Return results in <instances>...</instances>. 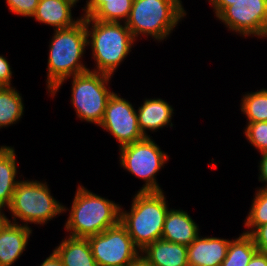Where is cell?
Returning <instances> with one entry per match:
<instances>
[{
    "label": "cell",
    "instance_id": "obj_11",
    "mask_svg": "<svg viewBox=\"0 0 267 266\" xmlns=\"http://www.w3.org/2000/svg\"><path fill=\"white\" fill-rule=\"evenodd\" d=\"M99 126L116 138L120 144L119 147L144 138L134 106L114 92L108 99L105 114Z\"/></svg>",
    "mask_w": 267,
    "mask_h": 266
},
{
    "label": "cell",
    "instance_id": "obj_20",
    "mask_svg": "<svg viewBox=\"0 0 267 266\" xmlns=\"http://www.w3.org/2000/svg\"><path fill=\"white\" fill-rule=\"evenodd\" d=\"M16 153L11 146H0V206L8 208L12 202L17 181Z\"/></svg>",
    "mask_w": 267,
    "mask_h": 266
},
{
    "label": "cell",
    "instance_id": "obj_30",
    "mask_svg": "<svg viewBox=\"0 0 267 266\" xmlns=\"http://www.w3.org/2000/svg\"><path fill=\"white\" fill-rule=\"evenodd\" d=\"M239 0H209V3L213 7L215 16L217 17L226 7L231 6L232 2Z\"/></svg>",
    "mask_w": 267,
    "mask_h": 266
},
{
    "label": "cell",
    "instance_id": "obj_17",
    "mask_svg": "<svg viewBox=\"0 0 267 266\" xmlns=\"http://www.w3.org/2000/svg\"><path fill=\"white\" fill-rule=\"evenodd\" d=\"M141 253L153 266H188L187 246L158 239Z\"/></svg>",
    "mask_w": 267,
    "mask_h": 266
},
{
    "label": "cell",
    "instance_id": "obj_29",
    "mask_svg": "<svg viewBox=\"0 0 267 266\" xmlns=\"http://www.w3.org/2000/svg\"><path fill=\"white\" fill-rule=\"evenodd\" d=\"M262 157H261V161H259V181L265 183V187H261L264 189H267V152H263L261 153Z\"/></svg>",
    "mask_w": 267,
    "mask_h": 266
},
{
    "label": "cell",
    "instance_id": "obj_9",
    "mask_svg": "<svg viewBox=\"0 0 267 266\" xmlns=\"http://www.w3.org/2000/svg\"><path fill=\"white\" fill-rule=\"evenodd\" d=\"M87 238L97 266H128L141 253L120 222Z\"/></svg>",
    "mask_w": 267,
    "mask_h": 266
},
{
    "label": "cell",
    "instance_id": "obj_21",
    "mask_svg": "<svg viewBox=\"0 0 267 266\" xmlns=\"http://www.w3.org/2000/svg\"><path fill=\"white\" fill-rule=\"evenodd\" d=\"M12 86H0V128L16 124L24 112L21 94Z\"/></svg>",
    "mask_w": 267,
    "mask_h": 266
},
{
    "label": "cell",
    "instance_id": "obj_7",
    "mask_svg": "<svg viewBox=\"0 0 267 266\" xmlns=\"http://www.w3.org/2000/svg\"><path fill=\"white\" fill-rule=\"evenodd\" d=\"M112 76L88 70L72 78L71 103L77 118L99 126L103 120L109 97L107 87Z\"/></svg>",
    "mask_w": 267,
    "mask_h": 266
},
{
    "label": "cell",
    "instance_id": "obj_28",
    "mask_svg": "<svg viewBox=\"0 0 267 266\" xmlns=\"http://www.w3.org/2000/svg\"><path fill=\"white\" fill-rule=\"evenodd\" d=\"M12 70L7 59L0 55V86H11Z\"/></svg>",
    "mask_w": 267,
    "mask_h": 266
},
{
    "label": "cell",
    "instance_id": "obj_12",
    "mask_svg": "<svg viewBox=\"0 0 267 266\" xmlns=\"http://www.w3.org/2000/svg\"><path fill=\"white\" fill-rule=\"evenodd\" d=\"M31 227L12 223L11 219L0 227V266H12L25 251Z\"/></svg>",
    "mask_w": 267,
    "mask_h": 266
},
{
    "label": "cell",
    "instance_id": "obj_31",
    "mask_svg": "<svg viewBox=\"0 0 267 266\" xmlns=\"http://www.w3.org/2000/svg\"><path fill=\"white\" fill-rule=\"evenodd\" d=\"M247 266H267V252L257 251Z\"/></svg>",
    "mask_w": 267,
    "mask_h": 266
},
{
    "label": "cell",
    "instance_id": "obj_26",
    "mask_svg": "<svg viewBox=\"0 0 267 266\" xmlns=\"http://www.w3.org/2000/svg\"><path fill=\"white\" fill-rule=\"evenodd\" d=\"M10 12L23 17H32L39 0H6Z\"/></svg>",
    "mask_w": 267,
    "mask_h": 266
},
{
    "label": "cell",
    "instance_id": "obj_1",
    "mask_svg": "<svg viewBox=\"0 0 267 266\" xmlns=\"http://www.w3.org/2000/svg\"><path fill=\"white\" fill-rule=\"evenodd\" d=\"M87 38L85 17L73 27L54 29V36L49 44L46 81L51 97L55 96L68 78L90 70L81 61L85 48L88 47Z\"/></svg>",
    "mask_w": 267,
    "mask_h": 266
},
{
    "label": "cell",
    "instance_id": "obj_5",
    "mask_svg": "<svg viewBox=\"0 0 267 266\" xmlns=\"http://www.w3.org/2000/svg\"><path fill=\"white\" fill-rule=\"evenodd\" d=\"M186 16L181 0H133L125 22L136 40L141 35L162 41Z\"/></svg>",
    "mask_w": 267,
    "mask_h": 266
},
{
    "label": "cell",
    "instance_id": "obj_25",
    "mask_svg": "<svg viewBox=\"0 0 267 266\" xmlns=\"http://www.w3.org/2000/svg\"><path fill=\"white\" fill-rule=\"evenodd\" d=\"M244 134L260 153L267 152V121L247 123Z\"/></svg>",
    "mask_w": 267,
    "mask_h": 266
},
{
    "label": "cell",
    "instance_id": "obj_10",
    "mask_svg": "<svg viewBox=\"0 0 267 266\" xmlns=\"http://www.w3.org/2000/svg\"><path fill=\"white\" fill-rule=\"evenodd\" d=\"M229 30L247 37L267 38V0H239L232 2L218 16Z\"/></svg>",
    "mask_w": 267,
    "mask_h": 266
},
{
    "label": "cell",
    "instance_id": "obj_35",
    "mask_svg": "<svg viewBox=\"0 0 267 266\" xmlns=\"http://www.w3.org/2000/svg\"><path fill=\"white\" fill-rule=\"evenodd\" d=\"M71 1L75 6H76V3L79 2V0H69Z\"/></svg>",
    "mask_w": 267,
    "mask_h": 266
},
{
    "label": "cell",
    "instance_id": "obj_6",
    "mask_svg": "<svg viewBox=\"0 0 267 266\" xmlns=\"http://www.w3.org/2000/svg\"><path fill=\"white\" fill-rule=\"evenodd\" d=\"M8 210L12 213V223L18 224L17 220H21L30 227L28 223L46 224L68 208L54 199L46 182L19 180Z\"/></svg>",
    "mask_w": 267,
    "mask_h": 266
},
{
    "label": "cell",
    "instance_id": "obj_8",
    "mask_svg": "<svg viewBox=\"0 0 267 266\" xmlns=\"http://www.w3.org/2000/svg\"><path fill=\"white\" fill-rule=\"evenodd\" d=\"M120 165L145 184L138 192L163 191L156 181V173L168 161L169 156L161 150L151 137L120 147Z\"/></svg>",
    "mask_w": 267,
    "mask_h": 266
},
{
    "label": "cell",
    "instance_id": "obj_32",
    "mask_svg": "<svg viewBox=\"0 0 267 266\" xmlns=\"http://www.w3.org/2000/svg\"><path fill=\"white\" fill-rule=\"evenodd\" d=\"M40 266H64L61 259L57 254L52 251V253L47 257Z\"/></svg>",
    "mask_w": 267,
    "mask_h": 266
},
{
    "label": "cell",
    "instance_id": "obj_33",
    "mask_svg": "<svg viewBox=\"0 0 267 266\" xmlns=\"http://www.w3.org/2000/svg\"><path fill=\"white\" fill-rule=\"evenodd\" d=\"M128 266H153V265L142 253H140Z\"/></svg>",
    "mask_w": 267,
    "mask_h": 266
},
{
    "label": "cell",
    "instance_id": "obj_14",
    "mask_svg": "<svg viewBox=\"0 0 267 266\" xmlns=\"http://www.w3.org/2000/svg\"><path fill=\"white\" fill-rule=\"evenodd\" d=\"M199 233V226L187 212L170 208L165 217L161 238L188 246L200 235Z\"/></svg>",
    "mask_w": 267,
    "mask_h": 266
},
{
    "label": "cell",
    "instance_id": "obj_18",
    "mask_svg": "<svg viewBox=\"0 0 267 266\" xmlns=\"http://www.w3.org/2000/svg\"><path fill=\"white\" fill-rule=\"evenodd\" d=\"M132 4L133 0H87L82 17L125 23L130 16Z\"/></svg>",
    "mask_w": 267,
    "mask_h": 266
},
{
    "label": "cell",
    "instance_id": "obj_15",
    "mask_svg": "<svg viewBox=\"0 0 267 266\" xmlns=\"http://www.w3.org/2000/svg\"><path fill=\"white\" fill-rule=\"evenodd\" d=\"M173 111V107L161 98L145 99L136 111L138 125L143 136L150 137L146 130L158 131L168 124L173 127L171 122Z\"/></svg>",
    "mask_w": 267,
    "mask_h": 266
},
{
    "label": "cell",
    "instance_id": "obj_2",
    "mask_svg": "<svg viewBox=\"0 0 267 266\" xmlns=\"http://www.w3.org/2000/svg\"><path fill=\"white\" fill-rule=\"evenodd\" d=\"M85 27L87 45H91L92 58L96 63V68L91 71L113 76L116 68L130 54L135 38L124 22H103L85 17Z\"/></svg>",
    "mask_w": 267,
    "mask_h": 266
},
{
    "label": "cell",
    "instance_id": "obj_19",
    "mask_svg": "<svg viewBox=\"0 0 267 266\" xmlns=\"http://www.w3.org/2000/svg\"><path fill=\"white\" fill-rule=\"evenodd\" d=\"M66 237L53 250L64 266H97L88 238Z\"/></svg>",
    "mask_w": 267,
    "mask_h": 266
},
{
    "label": "cell",
    "instance_id": "obj_34",
    "mask_svg": "<svg viewBox=\"0 0 267 266\" xmlns=\"http://www.w3.org/2000/svg\"><path fill=\"white\" fill-rule=\"evenodd\" d=\"M3 207L0 206V227L7 221V217L5 214L2 212Z\"/></svg>",
    "mask_w": 267,
    "mask_h": 266
},
{
    "label": "cell",
    "instance_id": "obj_4",
    "mask_svg": "<svg viewBox=\"0 0 267 266\" xmlns=\"http://www.w3.org/2000/svg\"><path fill=\"white\" fill-rule=\"evenodd\" d=\"M120 208L119 204L79 185L65 229L72 237L87 238L97 235L120 222Z\"/></svg>",
    "mask_w": 267,
    "mask_h": 266
},
{
    "label": "cell",
    "instance_id": "obj_16",
    "mask_svg": "<svg viewBox=\"0 0 267 266\" xmlns=\"http://www.w3.org/2000/svg\"><path fill=\"white\" fill-rule=\"evenodd\" d=\"M73 7L74 4L69 0H39L32 18L55 27V30L70 28L82 18H72Z\"/></svg>",
    "mask_w": 267,
    "mask_h": 266
},
{
    "label": "cell",
    "instance_id": "obj_24",
    "mask_svg": "<svg viewBox=\"0 0 267 266\" xmlns=\"http://www.w3.org/2000/svg\"><path fill=\"white\" fill-rule=\"evenodd\" d=\"M267 224V189L260 188L255 193L249 214L244 225L249 229L246 234H250L257 226Z\"/></svg>",
    "mask_w": 267,
    "mask_h": 266
},
{
    "label": "cell",
    "instance_id": "obj_13",
    "mask_svg": "<svg viewBox=\"0 0 267 266\" xmlns=\"http://www.w3.org/2000/svg\"><path fill=\"white\" fill-rule=\"evenodd\" d=\"M229 243V239L198 236L187 246L188 266L221 265Z\"/></svg>",
    "mask_w": 267,
    "mask_h": 266
},
{
    "label": "cell",
    "instance_id": "obj_27",
    "mask_svg": "<svg viewBox=\"0 0 267 266\" xmlns=\"http://www.w3.org/2000/svg\"><path fill=\"white\" fill-rule=\"evenodd\" d=\"M249 235L258 251L267 252V224L257 226Z\"/></svg>",
    "mask_w": 267,
    "mask_h": 266
},
{
    "label": "cell",
    "instance_id": "obj_3",
    "mask_svg": "<svg viewBox=\"0 0 267 266\" xmlns=\"http://www.w3.org/2000/svg\"><path fill=\"white\" fill-rule=\"evenodd\" d=\"M166 202L163 191L137 192L130 211L120 208V223L140 251L161 239L165 217L169 211Z\"/></svg>",
    "mask_w": 267,
    "mask_h": 266
},
{
    "label": "cell",
    "instance_id": "obj_22",
    "mask_svg": "<svg viewBox=\"0 0 267 266\" xmlns=\"http://www.w3.org/2000/svg\"><path fill=\"white\" fill-rule=\"evenodd\" d=\"M257 251L252 237L242 233L238 238L230 240L226 258L220 266H247Z\"/></svg>",
    "mask_w": 267,
    "mask_h": 266
},
{
    "label": "cell",
    "instance_id": "obj_23",
    "mask_svg": "<svg viewBox=\"0 0 267 266\" xmlns=\"http://www.w3.org/2000/svg\"><path fill=\"white\" fill-rule=\"evenodd\" d=\"M241 99L240 110L246 115L248 123L267 121V89L248 92Z\"/></svg>",
    "mask_w": 267,
    "mask_h": 266
}]
</instances>
